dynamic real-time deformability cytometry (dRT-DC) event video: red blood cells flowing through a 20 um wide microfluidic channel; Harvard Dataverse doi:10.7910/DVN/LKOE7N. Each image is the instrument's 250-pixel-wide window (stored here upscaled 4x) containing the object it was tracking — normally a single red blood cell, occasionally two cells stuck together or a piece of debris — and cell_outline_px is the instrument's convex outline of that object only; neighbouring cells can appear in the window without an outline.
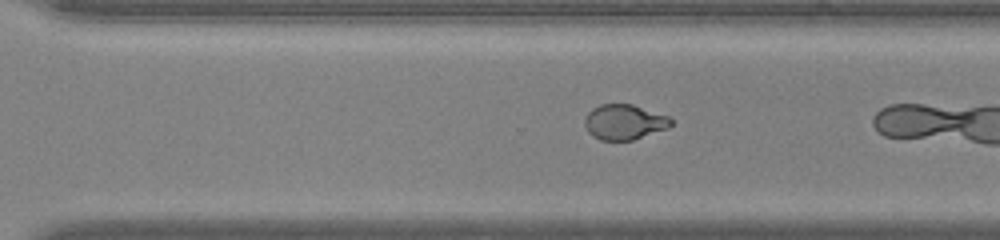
{"species": "common noctule bat (a hibernating species)", "species_latin": "Nyctalus noctula", "temperature_condition": "warm", "stored_images_in_passage": 41, "camera_frame_rate_fps": 3000, "um_per_image_px": 0.085, "animal": {"sex": "male", "body_mass_g": 20.0, "forearm_length_mm": 53.3}, "frame": {"image": 1, "passage_image": 35, "time_ms": 11.333, "image_size_px": [1000, 240], "cell_outline_px": [[672, 124], [668, 128], [632, 140], [600, 140], [592, 136], [588, 132], [584, 124], [584, 120], [588, 112], [592, 108], [600, 104], [632, 104], [668, 116], [672, 120]], "centroid_in_image_um": [53.04, 10.37], "position_along_channel_um": 317.6, "area_um2": 17.69}}